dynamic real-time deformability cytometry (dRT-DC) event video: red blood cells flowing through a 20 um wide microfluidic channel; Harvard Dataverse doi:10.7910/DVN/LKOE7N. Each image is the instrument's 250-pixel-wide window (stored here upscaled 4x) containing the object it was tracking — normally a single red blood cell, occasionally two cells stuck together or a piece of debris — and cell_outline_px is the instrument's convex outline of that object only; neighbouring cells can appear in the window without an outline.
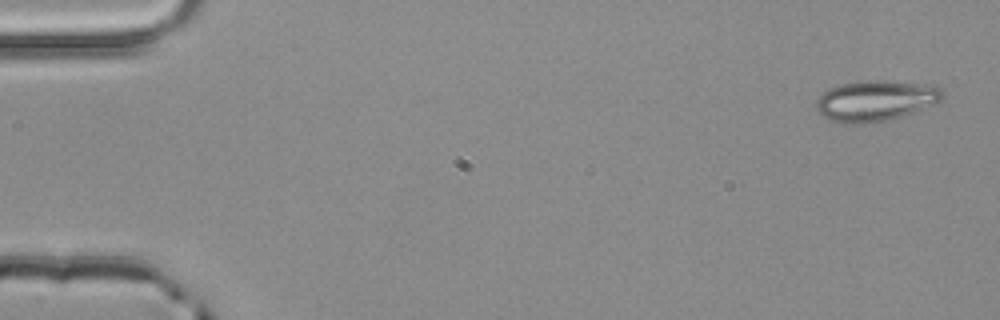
{"species": "common noctule bat (a hibernating species)", "species_latin": "Nyctalus noctula", "temperature_condition": "room temperature", "stored_images_in_passage": 3, "camera_frame_rate_fps": 3000, "um_per_image_px": 0.085, "animal": {"sex": "male", "body_mass_g": 20.4}, "frame": {"image": 1, "passage_image": 1, "time_ms": 0.0, "image_size_px": [1000, 320], "cell_outline_px": [[944, 96], [936, 104], [888, 120], [860, 124], [848, 124], [832, 120], [824, 116], [816, 108], [816, 100], [828, 88], [836, 84], [864, 80], [888, 80], [920, 84], [940, 88], [944, 92]], "centroid_in_image_um": [74.4, 8.55], "position_along_channel_um": 10.6, "area_um2": 29.88}}